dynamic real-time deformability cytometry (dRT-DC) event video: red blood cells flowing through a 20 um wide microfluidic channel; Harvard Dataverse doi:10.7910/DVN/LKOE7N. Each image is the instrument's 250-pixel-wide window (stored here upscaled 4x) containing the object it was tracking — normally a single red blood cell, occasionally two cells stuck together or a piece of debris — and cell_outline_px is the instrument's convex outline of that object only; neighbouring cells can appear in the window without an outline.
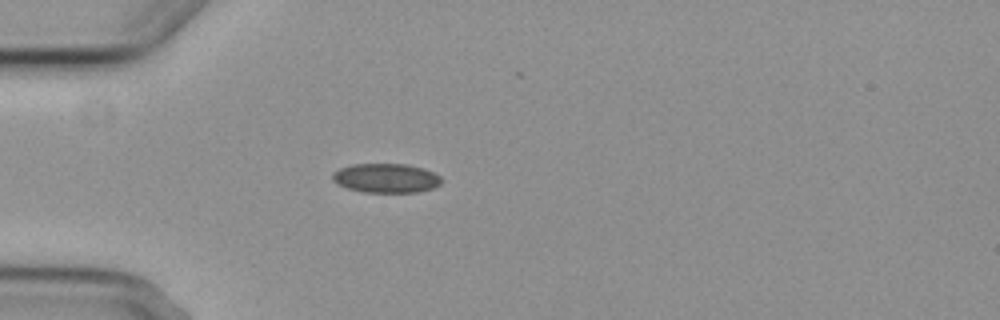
{"species": "common noctule bat (a hibernating species)", "species_latin": "Nyctalus noctula", "temperature_condition": "cold", "stored_images_in_passage": 1, "camera_frame_rate_fps": 3000, "um_per_image_px": 0.085, "animal": {"sex": "female", "body_mass_g": 29.2, "forearm_length_mm": 56.3}, "frame": {"image": 1, "passage_image": 1, "time_ms": 0.0, "image_size_px": [1000, 320], "cell_outline_px": [[440, 184], [432, 188], [416, 192], [364, 192], [348, 188], [336, 184], [332, 180], [332, 172], [340, 168], [352, 164], [404, 164], [420, 168], [432, 172], [440, 176]], "centroid_in_image_um": [32.75, 15.14], "position_along_channel_um": 52.3, "area_um2": 18.38}}